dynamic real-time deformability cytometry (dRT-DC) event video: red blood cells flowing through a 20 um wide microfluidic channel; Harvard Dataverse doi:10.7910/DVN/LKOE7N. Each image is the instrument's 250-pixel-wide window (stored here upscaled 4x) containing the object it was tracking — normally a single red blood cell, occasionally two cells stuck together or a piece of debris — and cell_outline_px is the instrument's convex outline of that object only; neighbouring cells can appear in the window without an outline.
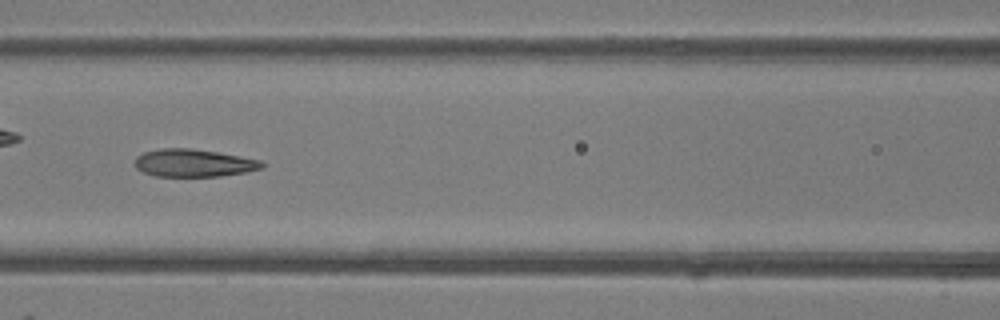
{"species": "common noctule bat (a hibernating species)", "species_latin": "Nyctalus noctula", "temperature_condition": "room temperature", "stored_images_in_passage": 48, "camera_frame_rate_fps": 3000, "um_per_image_px": 0.085, "animal": {"sex": "female"}, "frame": {"image": 1, "passage_image": 21, "time_ms": 6.667, "image_size_px": [1000, 320], "cell_outline_px": [[264, 168], [248, 172], [220, 176], [156, 176], [144, 172], [136, 168], [132, 164], [136, 156], [144, 152], [160, 148], [188, 148], [216, 152], [260, 160], [264, 164]], "centroid_in_image_um": [16.43, 13.86], "position_along_channel_um": 150.2, "area_um2": 20.52}, "authors_computed_cell_mechanics": {"area_um2": 22.0796, "velocity_mm_per_s": 4.1798, "shape_relaxation_time_tau1_ms": null, "shape_relaxation_time_tau2_ms": 2.0913, "deformation_change_tau1": null, "deformation_change_tau2": 0.1079}}